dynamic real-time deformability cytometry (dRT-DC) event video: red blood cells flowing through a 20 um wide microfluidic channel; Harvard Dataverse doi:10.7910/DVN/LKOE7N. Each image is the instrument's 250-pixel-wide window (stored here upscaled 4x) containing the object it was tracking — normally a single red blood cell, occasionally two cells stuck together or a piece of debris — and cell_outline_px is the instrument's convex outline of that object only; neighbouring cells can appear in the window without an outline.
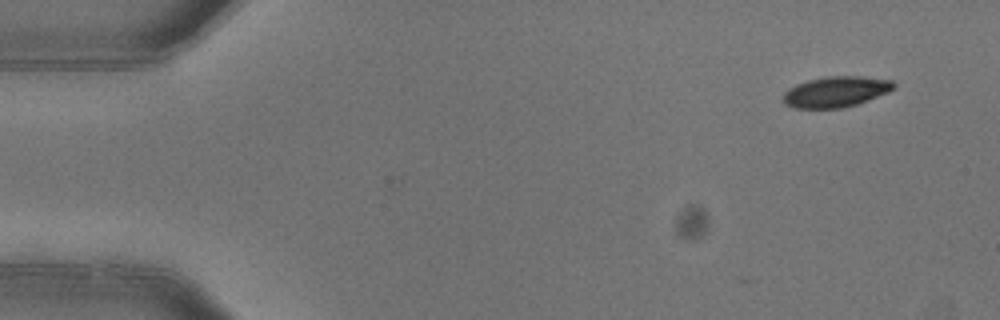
{"species": "common noctule bat (a hibernating species)", "species_latin": "Nyctalus noctula", "temperature_condition": "warm", "stored_images_in_passage": 4, "camera_frame_rate_fps": 3000, "um_per_image_px": 0.085, "animal": {"sex": "female"}, "frame": {"image": 1, "passage_image": 1, "time_ms": 0.0, "image_size_px": [1000, 320], "cell_outline_px": [[896, 88], [888, 92], [868, 100], [844, 108], [792, 108], [784, 104], [780, 100], [784, 92], [788, 88], [796, 84], [808, 80], [828, 76], [860, 76], [892, 80], [896, 84]], "centroid_in_image_um": [71.01, 7.8], "position_along_channel_um": 14.0, "area_um2": 20.06}}
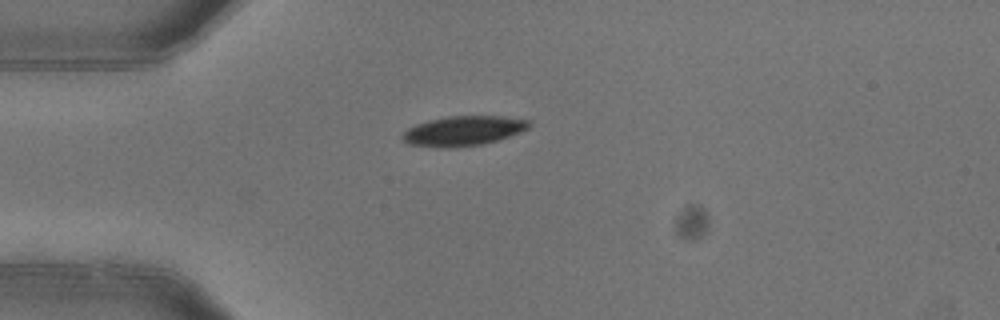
{"frame": {"image": 2, "passage_image": 4, "time_ms": 1.0, "image_size_px": [1000, 320], "cell_outline_px": [[532, 124], [528, 128], [520, 132], [484, 144], [456, 148], [436, 148], [408, 144], [400, 140], [400, 136], [408, 128], [416, 124], [428, 120], [448, 116], [500, 116], [528, 120]], "centroid_in_image_um": [39.31, 11.14], "position_along_channel_um": 45.7, "area_um2": 22.2}}